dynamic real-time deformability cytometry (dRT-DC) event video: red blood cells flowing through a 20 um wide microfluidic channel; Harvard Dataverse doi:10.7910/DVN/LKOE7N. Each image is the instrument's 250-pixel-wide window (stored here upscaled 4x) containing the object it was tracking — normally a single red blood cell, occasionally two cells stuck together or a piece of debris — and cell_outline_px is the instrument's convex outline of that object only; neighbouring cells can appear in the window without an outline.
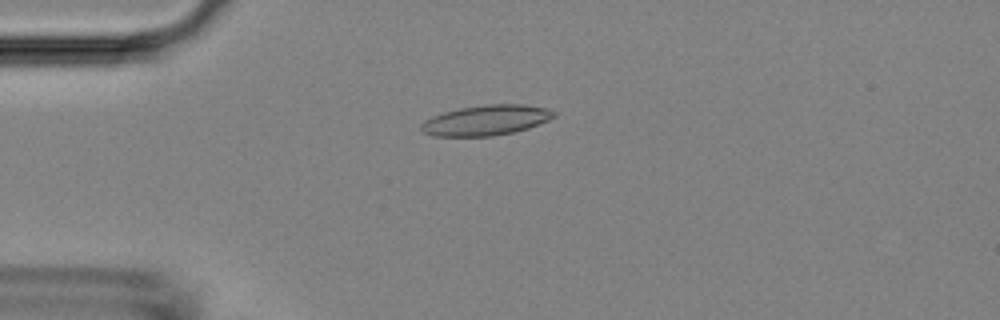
{"species": "Egyptian fruit bat (a non-hibernating species)", "species_latin": "Rousettus aegyptiacus", "temperature_condition": "room temperature", "stored_images_in_passage": 35, "camera_frame_rate_fps": 3000, "um_per_image_px": 0.085, "animal": {"sex": "female"}, "frame": {"image": 1, "passage_image": 9, "time_ms": 2.667, "image_size_px": [1000, 320], "cell_outline_px": [[556, 116], [548, 120], [528, 128], [512, 132], [492, 136], [432, 136], [424, 132], [420, 128], [420, 124], [424, 120], [432, 116], [444, 112], [460, 108], [484, 104], [524, 104], [548, 108], [556, 112]], "centroid_in_image_um": [41.31, 10.21], "position_along_channel_um": 43.7, "area_um2": 23.47}}
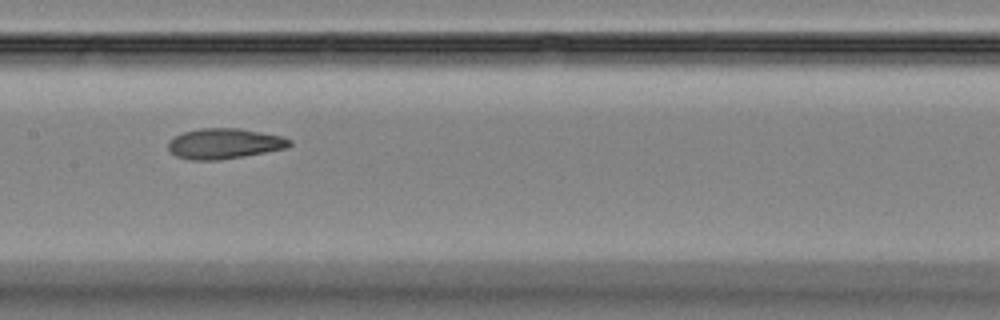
{"frame": {"image": 2, "passage_image": 22, "time_ms": 7.0, "image_size_px": [1000, 320], "cell_outline_px": [[292, 144], [288, 148], [244, 156], [220, 160], [188, 160], [176, 156], [168, 148], [168, 140], [184, 132], [200, 128], [240, 128], [280, 136], [292, 140]], "centroid_in_image_um": [19.07, 12.21], "position_along_channel_um": 188.3, "area_um2": 21.56}}
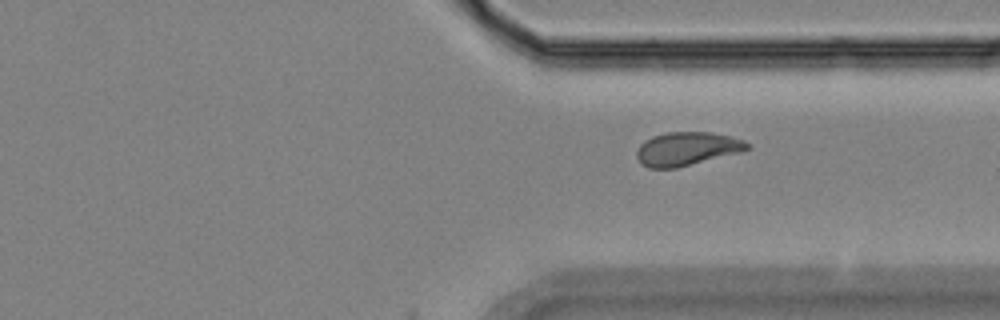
{"frame": {"image": 3, "passage_image": 35, "time_ms": 11.333, "image_size_px": [1000, 320], "cell_outline_px": [[748, 148], [744, 152], [676, 168], [648, 168], [640, 164], [636, 156], [636, 152], [640, 144], [644, 140], [652, 136], [668, 132], [712, 132], [732, 136], [744, 140], [748, 144]], "centroid_in_image_um": [58.39, 12.65], "position_along_channel_um": 353.0, "area_um2": 21.91}}